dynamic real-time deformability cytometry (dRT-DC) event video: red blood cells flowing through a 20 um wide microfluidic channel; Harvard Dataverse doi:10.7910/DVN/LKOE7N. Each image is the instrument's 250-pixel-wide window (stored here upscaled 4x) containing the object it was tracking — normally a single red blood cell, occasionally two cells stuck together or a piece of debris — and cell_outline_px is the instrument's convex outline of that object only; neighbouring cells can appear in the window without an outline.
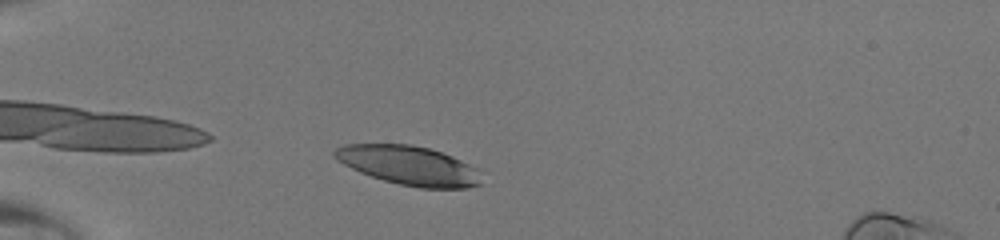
{"species": "human", "species_latin": "Homo sapiens", "temperature_condition": "room temperature", "stored_images_in_passage": 36, "camera_frame_rate_fps": 3000, "um_per_image_px": 0.085, "donor": {"sex": "male"}, "frame": {"image": 1, "passage_image": 3, "time_ms": 0.667, "image_size_px": [1000, 240], "cell_outline_px": [[484, 184], [468, 188], [420, 188], [400, 184], [384, 180], [360, 172], [336, 160], [332, 156], [332, 152], [336, 148], [344, 144], [412, 144], [428, 148], [452, 156], [476, 168]], "centroid_in_image_um": [34.75, 14.06], "position_along_channel_um": 50.2, "area_um2": 33.47}}
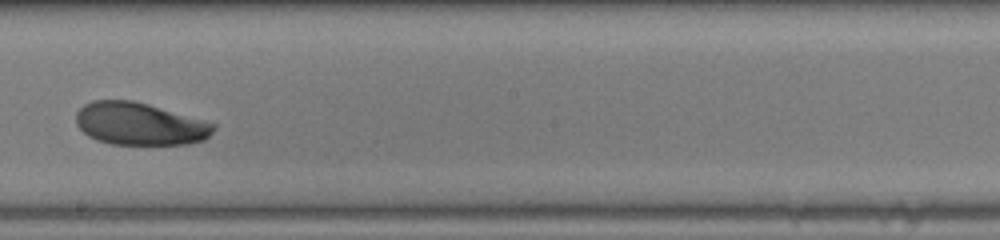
{"frame": {"image": 2, "passage_image": 18, "time_ms": 5.667, "image_size_px": [1000, 240], "cell_outline_px": [[216, 128], [204, 140], [188, 144], [112, 144], [96, 140], [88, 136], [76, 124], [76, 112], [84, 104], [92, 100], [132, 100], [148, 104], [216, 124]], "centroid_in_image_um": [11.84, 10.53], "position_along_channel_um": 236.4, "area_um2": 33.93}}
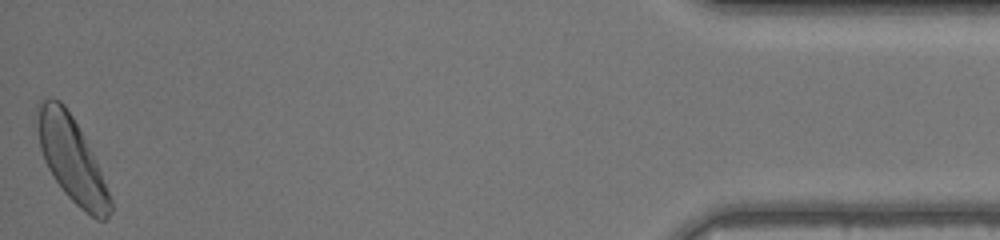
{"frame": {"image": 3, "passage_image": 36, "time_ms": 11.667, "image_size_px": [1000, 240], "cell_outline_px": [[112, 212], [108, 220], [96, 220], [80, 208], [64, 192], [48, 168], [44, 160], [40, 148], [36, 116], [36, 104], [40, 100], [52, 96], [60, 100], [64, 104], [80, 128], [96, 160], [112, 200]], "centroid_in_image_um": [6.09, 13.51], "position_along_channel_um": 429.1, "area_um2": 36.07}}